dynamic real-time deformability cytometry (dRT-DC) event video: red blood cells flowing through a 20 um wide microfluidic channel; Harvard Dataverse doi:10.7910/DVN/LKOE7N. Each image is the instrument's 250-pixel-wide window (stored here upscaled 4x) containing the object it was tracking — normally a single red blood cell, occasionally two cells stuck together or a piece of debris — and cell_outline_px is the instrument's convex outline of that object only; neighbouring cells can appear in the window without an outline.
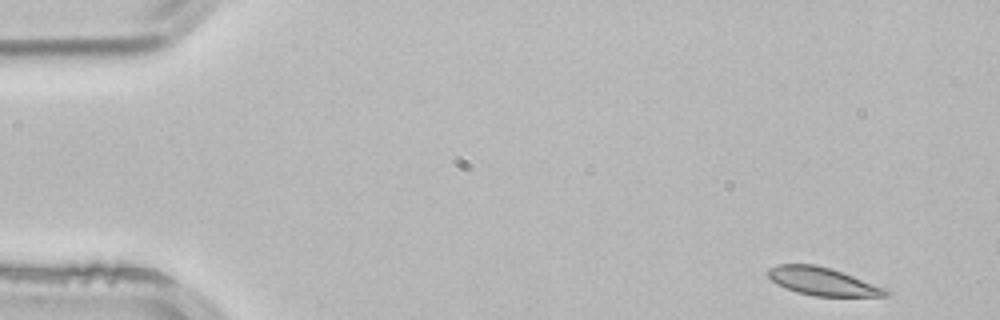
{"species": "common noctule bat (a hibernating species)", "species_latin": "Nyctalus noctula", "temperature_condition": "room temperature", "stored_images_in_passage": 3, "camera_frame_rate_fps": 3000, "um_per_image_px": 0.085, "animal": {"sex": "male", "body_mass_g": 21.5, "forearm_length_mm": 52.0}, "frame": {"image": 1, "passage_image": 1, "time_ms": 0.0, "image_size_px": [1000, 320], "cell_outline_px": [[892, 292], [888, 296], [816, 296], [796, 292], [776, 284], [768, 276], [768, 268], [776, 264], [816, 264], [832, 268], [884, 288]], "centroid_in_image_um": [69.89, 23.91], "position_along_channel_um": 15.1, "area_um2": 19.13}}